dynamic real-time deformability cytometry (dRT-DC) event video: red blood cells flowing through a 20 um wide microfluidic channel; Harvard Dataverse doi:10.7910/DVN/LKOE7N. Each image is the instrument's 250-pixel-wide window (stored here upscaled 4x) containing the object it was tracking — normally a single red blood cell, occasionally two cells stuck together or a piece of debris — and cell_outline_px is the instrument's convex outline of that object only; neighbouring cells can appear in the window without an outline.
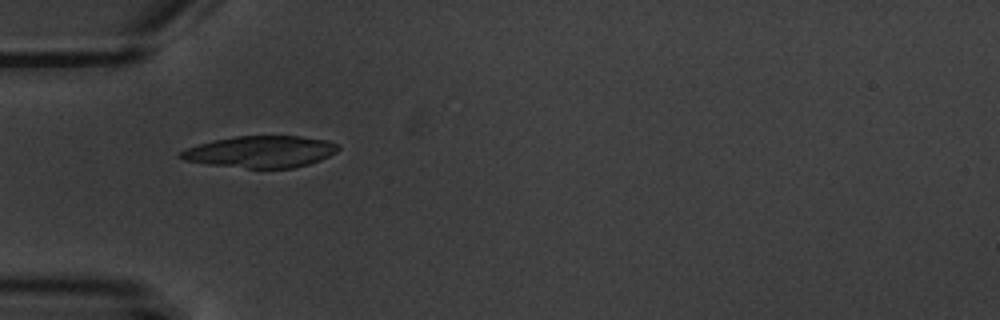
{"species": "common noctule bat (a hibernating species)", "species_latin": "Nyctalus noctula", "temperature_condition": "warm", "stored_images_in_passage": 3, "camera_frame_rate_fps": 3000, "um_per_image_px": 0.085, "animal": {"sex": "male", "body_mass_g": 20.1, "forearm_length_mm": 53.5}, "frame": {"image": 1, "passage_image": 3, "time_ms": 2.333, "image_size_px": [1000, 320], "cell_outline_px": [[340, 148], [336, 152], [320, 160], [308, 164], [292, 168], [248, 168], [208, 164], [184, 160], [180, 156], [180, 152], [188, 148], [212, 140], [236, 136], [300, 136], [328, 140], [336, 144]], "centroid_in_image_um": [22.18, 12.89], "position_along_channel_um": 62.8, "area_um2": 28.84}}